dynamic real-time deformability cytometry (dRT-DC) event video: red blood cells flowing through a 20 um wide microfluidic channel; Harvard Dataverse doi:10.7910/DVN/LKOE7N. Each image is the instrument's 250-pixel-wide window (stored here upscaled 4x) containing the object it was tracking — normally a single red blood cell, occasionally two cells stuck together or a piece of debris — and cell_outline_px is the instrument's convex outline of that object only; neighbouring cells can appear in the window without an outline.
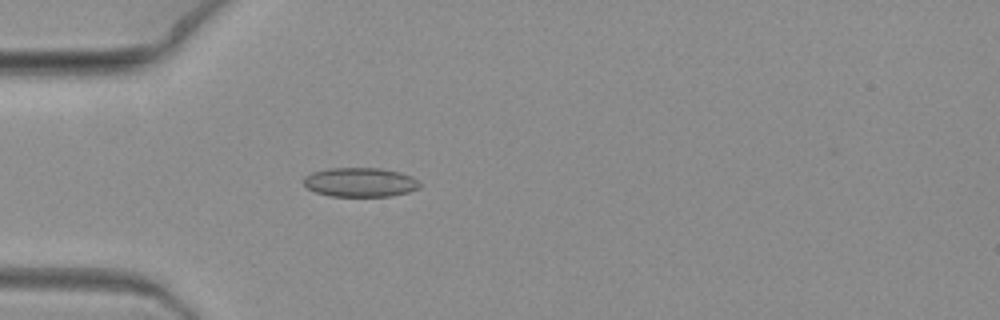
{"species": "common noctule bat (a hibernating species)", "species_latin": "Nyctalus noctula", "temperature_condition": "warm", "stored_images_in_passage": 5, "camera_frame_rate_fps": 3000, "um_per_image_px": 0.085, "animal": {"sex": "female", "body_mass_g": 19.3, "forearm_length_mm": 54.1}, "frame": {"image": 1, "passage_image": 5, "time_ms": 1.333, "image_size_px": [1000, 320], "cell_outline_px": [[424, 184], [420, 188], [408, 192], [392, 196], [332, 196], [316, 192], [308, 188], [304, 184], [304, 176], [312, 172], [328, 168], [380, 168], [400, 172], [412, 176]], "centroid_in_image_um": [30.67, 15.49], "position_along_channel_um": 54.3, "area_um2": 19.94}}